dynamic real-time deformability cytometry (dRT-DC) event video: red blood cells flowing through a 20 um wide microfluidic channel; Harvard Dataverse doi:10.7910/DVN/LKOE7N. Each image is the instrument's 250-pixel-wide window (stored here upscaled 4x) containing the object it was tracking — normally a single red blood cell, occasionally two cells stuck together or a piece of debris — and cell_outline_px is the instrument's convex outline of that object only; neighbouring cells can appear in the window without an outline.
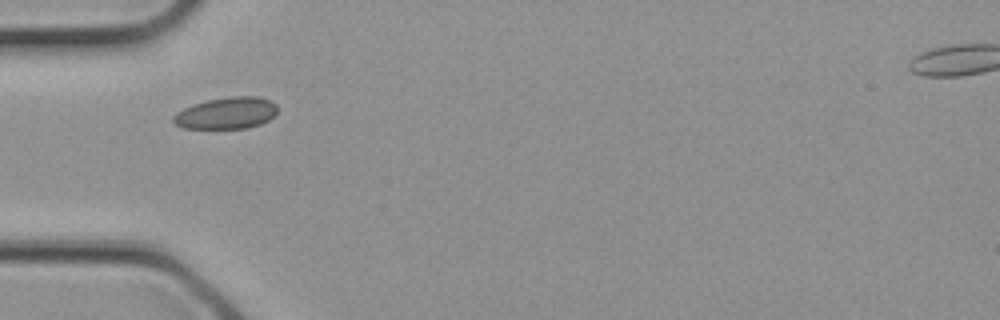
{"species": "common noctule bat (a hibernating species)", "species_latin": "Nyctalus noctula", "temperature_condition": "cold", "stored_images_in_passage": 4, "camera_frame_rate_fps": 3000, "um_per_image_px": 0.085, "animal": {"sex": "female", "body_mass_g": 21.9}, "frame": {"image": 1, "passage_image": 4, "time_ms": 1.0, "image_size_px": [1000, 320], "cell_outline_px": [[276, 112], [268, 120], [260, 124], [244, 128], [184, 128], [176, 124], [172, 120], [172, 116], [176, 112], [192, 104], [208, 100], [232, 96], [260, 96], [272, 100], [276, 104]], "centroid_in_image_um": [19.24, 9.6], "position_along_channel_um": 65.8, "area_um2": 19.19}}